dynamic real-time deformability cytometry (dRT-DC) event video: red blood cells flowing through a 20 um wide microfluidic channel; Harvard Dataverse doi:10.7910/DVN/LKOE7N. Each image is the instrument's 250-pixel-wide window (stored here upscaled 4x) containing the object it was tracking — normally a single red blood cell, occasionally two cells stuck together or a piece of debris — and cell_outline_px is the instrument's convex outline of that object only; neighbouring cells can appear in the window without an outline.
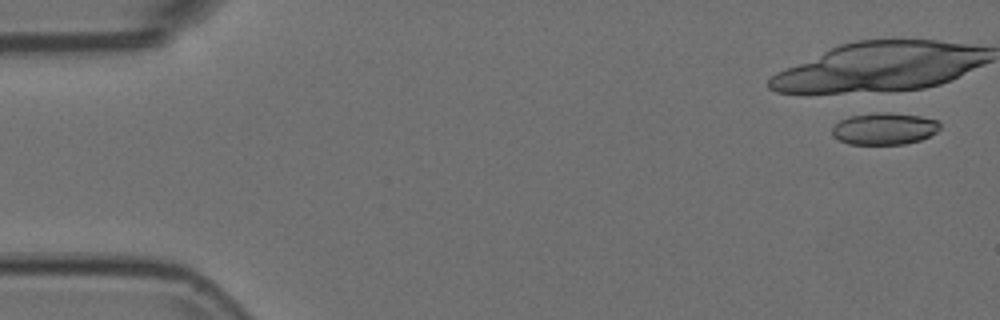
{"species": "Egyptian fruit bat (a non-hibernating species)", "species_latin": "Rousettus aegyptiacus", "temperature_condition": "room temperature", "stored_images_in_passage": 11, "camera_frame_rate_fps": 3000, "um_per_image_px": 0.085, "animal": {"sex": "female"}, "frame": {"image": 1, "passage_image": 1, "time_ms": 0.0, "image_size_px": [1000, 320], "cell_outline_px": [[940, 128], [936, 132], [920, 140], [904, 144], [848, 144], [832, 136], [832, 128], [840, 120], [852, 116], [876, 112], [888, 112], [920, 116], [936, 120], [940, 124]], "centroid_in_image_um": [75.16, 10.94], "position_along_channel_um": 9.8, "area_um2": 19.94}}